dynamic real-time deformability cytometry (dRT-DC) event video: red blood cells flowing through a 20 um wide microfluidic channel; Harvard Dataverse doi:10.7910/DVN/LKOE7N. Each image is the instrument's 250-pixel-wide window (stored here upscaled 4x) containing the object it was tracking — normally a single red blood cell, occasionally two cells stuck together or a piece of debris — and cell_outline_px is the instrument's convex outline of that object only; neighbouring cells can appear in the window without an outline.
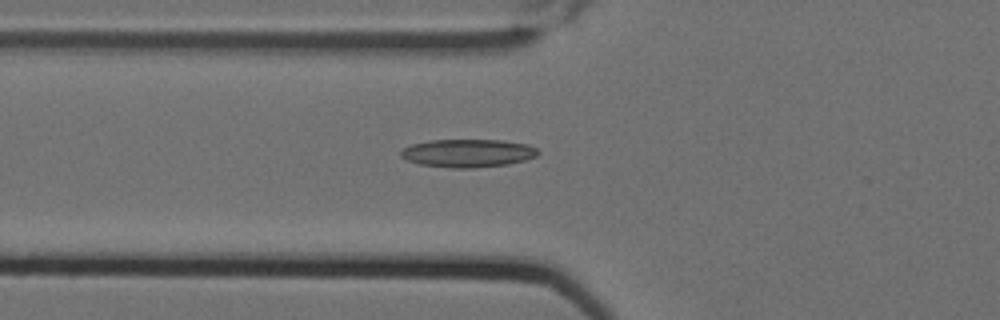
{"species": "Egyptian fruit bat (a non-hibernating species)", "species_latin": "Rousettus aegyptiacus", "temperature_condition": "cold", "stored_images_in_passage": 3, "camera_frame_rate_fps": 3000, "um_per_image_px": 0.085, "animal": {"sex": "female"}, "frame": {"image": 1, "passage_image": 2, "time_ms": 0.333, "image_size_px": [1000, 320], "cell_outline_px": [[540, 152], [536, 156], [524, 160], [508, 164], [472, 168], [452, 168], [420, 164], [408, 160], [400, 156], [400, 152], [404, 148], [412, 144], [432, 140], [500, 140], [528, 144], [536, 148]], "centroid_in_image_um": [39.78, 13.01], "position_along_channel_um": 86.0, "area_um2": 22.31}}